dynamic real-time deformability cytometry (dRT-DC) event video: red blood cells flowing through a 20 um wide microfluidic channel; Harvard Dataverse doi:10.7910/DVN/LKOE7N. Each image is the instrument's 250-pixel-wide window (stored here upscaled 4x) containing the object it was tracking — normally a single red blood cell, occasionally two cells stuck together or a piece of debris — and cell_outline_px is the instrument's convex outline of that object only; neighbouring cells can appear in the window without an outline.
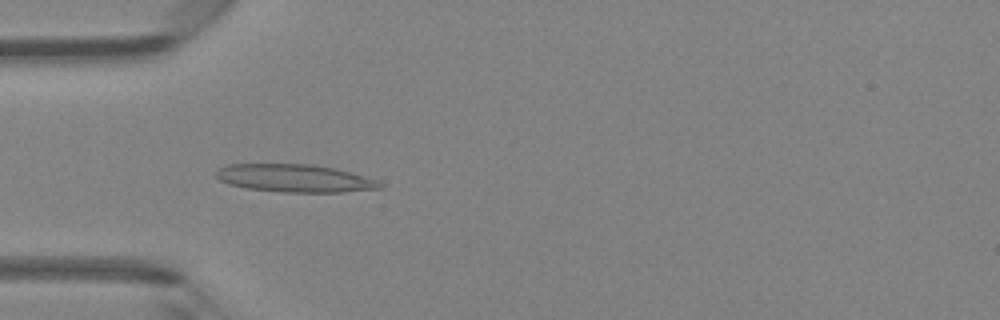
{"species": "Egyptian fruit bat (a non-hibernating species)", "species_latin": "Rousettus aegyptiacus", "temperature_condition": "room temperature", "stored_images_in_passage": 46, "camera_frame_rate_fps": 3000, "um_per_image_px": 0.085, "animal": {"sex": "female"}, "frame": {"image": 1, "passage_image": 14, "time_ms": 4.333, "image_size_px": [1000, 320], "cell_outline_px": [[384, 188], [344, 192], [284, 192], [248, 188], [228, 184], [220, 180], [216, 176], [216, 172], [220, 168], [228, 164], [312, 164], [336, 168], [376, 180], [384, 184]], "centroid_in_image_um": [25.08, 15.15], "position_along_channel_um": 59.9, "area_um2": 26.47}}
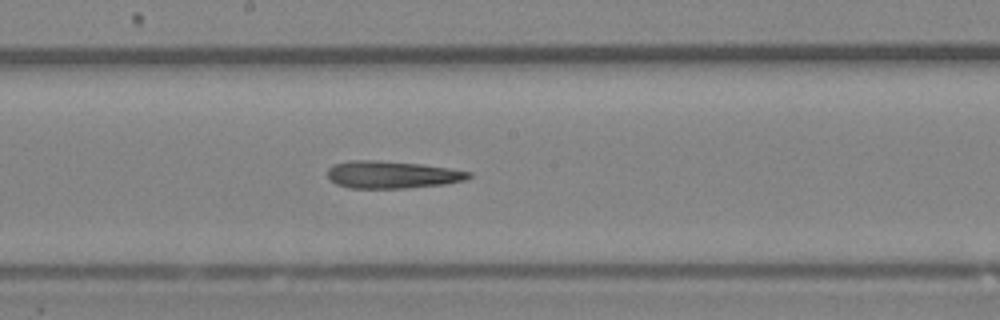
{"frame": {"image": 2, "passage_image": 25, "time_ms": 8.0, "image_size_px": [1000, 320], "cell_outline_px": [[472, 176], [464, 180], [444, 184], [408, 188], [348, 188], [336, 184], [328, 176], [328, 168], [332, 164], [352, 160], [376, 160], [420, 164], [448, 168], [472, 172]], "centroid_in_image_um": [33.31, 14.84], "position_along_channel_um": 214.9, "area_um2": 22.48}}
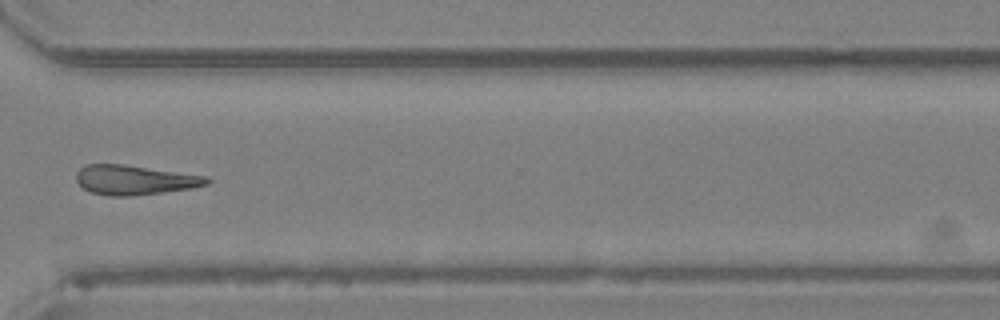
{"frame": {"image": 3, "passage_image": 35, "time_ms": 11.333, "image_size_px": [1000, 320], "cell_outline_px": [[212, 180], [208, 184], [192, 188], [132, 196], [108, 196], [92, 192], [84, 188], [76, 180], [76, 172], [84, 164], [124, 164], [208, 176]], "centroid_in_image_um": [11.46, 15.29], "position_along_channel_um": 359.1, "area_um2": 22.6}, "authors_computed_cell_mechanics": {"area_um2": 23.0911, "velocity_mm_per_s": 4.3152, "shape_relaxation_time_tau1_ms": 4.7619, "shape_relaxation_time_tau2_ms": 2.4774, "deformation_change_tau1": 0.1395, "deformation_change_tau2": 0.1326}}